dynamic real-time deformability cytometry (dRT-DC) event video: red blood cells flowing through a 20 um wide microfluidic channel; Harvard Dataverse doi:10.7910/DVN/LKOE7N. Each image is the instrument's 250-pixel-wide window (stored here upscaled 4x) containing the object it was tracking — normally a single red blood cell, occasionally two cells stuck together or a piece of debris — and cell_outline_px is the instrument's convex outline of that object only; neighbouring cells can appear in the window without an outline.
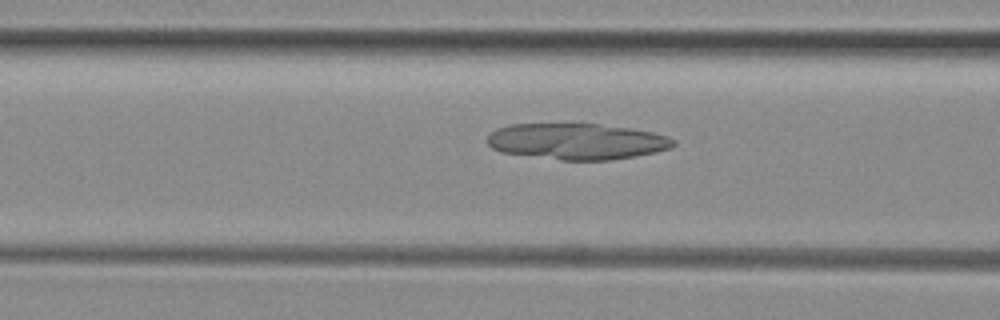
{"species": "common noctule bat (a hibernating species)", "species_latin": "Nyctalus noctula", "temperature_condition": "room temperature", "stored_images_in_passage": 27, "camera_frame_rate_fps": 3000, "um_per_image_px": 0.085, "animal": {"sex": "female", "body_mass_g": 29.2, "forearm_length_mm": 56.3}, "frame": {"image": 1, "passage_image": 3, "time_ms": 0.667, "image_size_px": [1000, 320], "cell_outline_px": [[676, 144], [672, 148], [656, 152], [636, 156], [612, 160], [560, 160], [500, 152], [492, 148], [488, 144], [488, 136], [496, 128], [512, 124], [600, 124], [628, 128], [652, 132], [668, 136], [676, 140]], "centroid_in_image_um": [49.06, 12.03], "position_along_channel_um": 117.5, "area_um2": 39.3}}
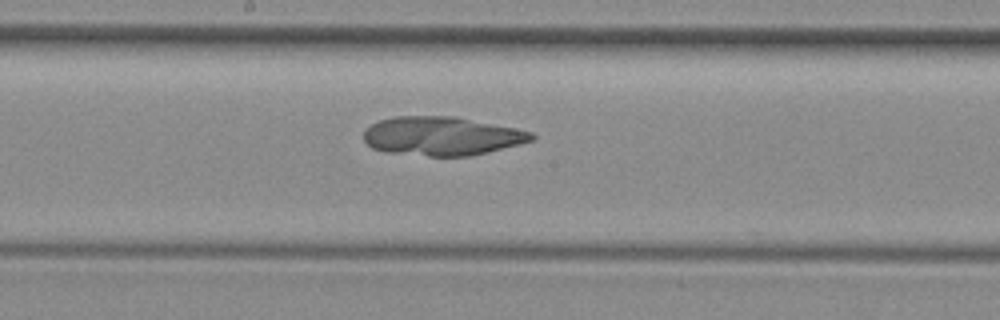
{"frame": {"image": 2, "passage_image": 10, "time_ms": 3.0, "image_size_px": [1000, 320], "cell_outline_px": [[536, 136], [532, 140], [488, 152], [468, 156], [428, 156], [384, 152], [372, 148], [364, 140], [364, 128], [380, 120], [396, 116], [452, 116], [516, 128], [532, 132]], "centroid_in_image_um": [37.51, 11.57], "position_along_channel_um": 210.7, "area_um2": 37.8}}
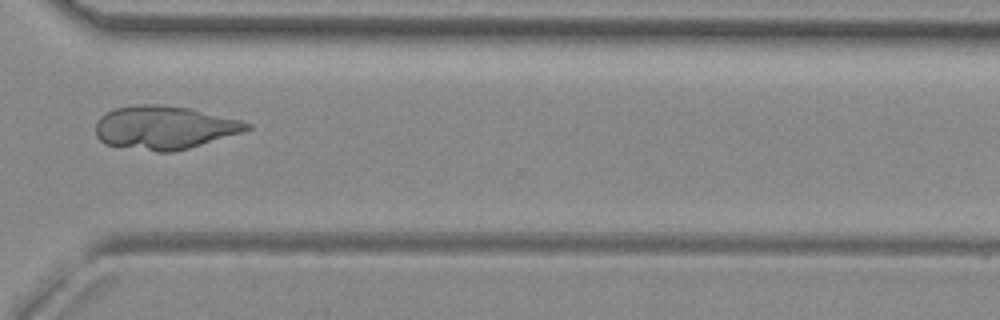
{"frame": {"image": 3, "passage_image": 21, "time_ms": 6.667, "image_size_px": [1000, 320], "cell_outline_px": [[252, 128], [244, 132], [188, 148], [172, 152], [156, 152], [104, 144], [96, 136], [96, 120], [104, 112], [116, 108], [136, 104], [156, 104], [192, 108], [240, 120], [252, 124]], "centroid_in_image_um": [13.96, 10.83], "position_along_channel_um": 356.6, "area_um2": 38.49}}